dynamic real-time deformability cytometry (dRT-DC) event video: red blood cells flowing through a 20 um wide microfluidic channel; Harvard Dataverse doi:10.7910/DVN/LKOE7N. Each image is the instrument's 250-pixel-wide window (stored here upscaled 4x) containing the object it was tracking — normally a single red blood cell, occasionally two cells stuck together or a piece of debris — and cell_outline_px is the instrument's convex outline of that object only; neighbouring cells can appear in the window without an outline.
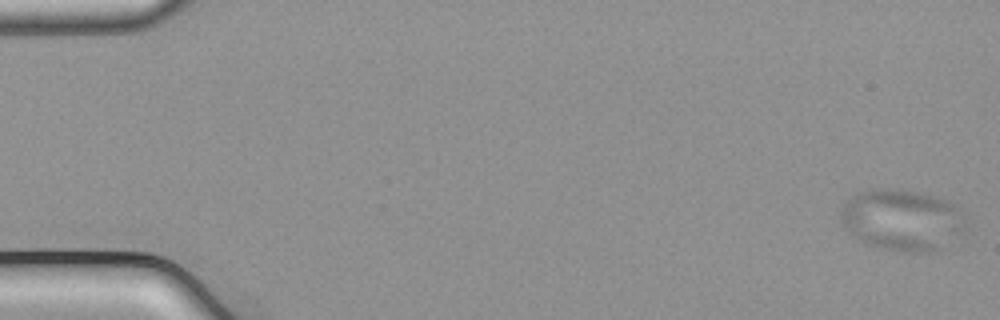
{"species": "common noctule bat (a hibernating species)", "species_latin": "Nyctalus noctula", "temperature_condition": "cold", "stored_images_in_passage": 22, "camera_frame_rate_fps": 3000, "um_per_image_px": 0.085, "animal": {"sex": "male", "body_mass_g": 21.5, "forearm_length_mm": 52.0}, "frame": {"image": 1, "passage_image": 1, "time_ms": 0.0, "image_size_px": [1000, 320], "cell_outline_px": [[964, 228], [960, 232], [928, 252], [904, 252], [880, 248], [868, 244], [852, 232], [840, 220], [840, 212], [844, 204], [852, 196], [860, 192], [880, 188], [892, 188], [916, 192], [932, 196], [944, 200], [952, 204], [964, 216]], "centroid_in_image_um": [76.62, 18.67], "position_along_channel_um": 8.4, "area_um2": 43.12}}
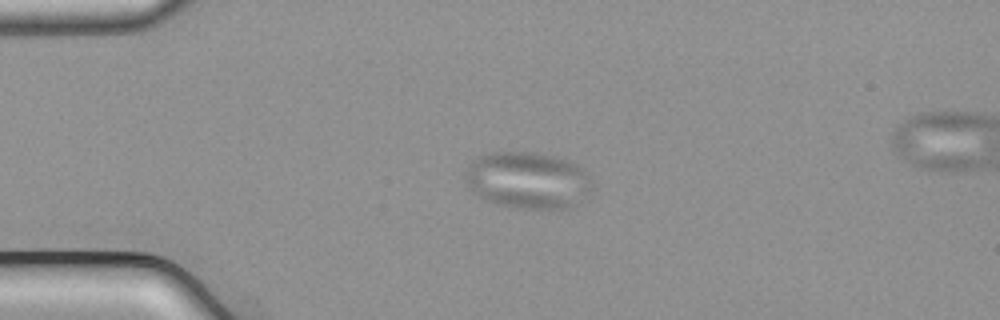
{"frame": {"image": 2, "passage_image": 14, "time_ms": 4.333, "image_size_px": [1000, 320], "cell_outline_px": [[588, 200], [568, 208], [512, 208], [496, 204], [480, 196], [468, 188], [464, 180], [464, 172], [468, 164], [472, 160], [480, 156], [496, 152], [532, 152], [556, 156], [568, 160], [576, 164], [588, 176]], "centroid_in_image_um": [44.82, 15.33], "position_along_channel_um": 40.2, "area_um2": 42.02}}